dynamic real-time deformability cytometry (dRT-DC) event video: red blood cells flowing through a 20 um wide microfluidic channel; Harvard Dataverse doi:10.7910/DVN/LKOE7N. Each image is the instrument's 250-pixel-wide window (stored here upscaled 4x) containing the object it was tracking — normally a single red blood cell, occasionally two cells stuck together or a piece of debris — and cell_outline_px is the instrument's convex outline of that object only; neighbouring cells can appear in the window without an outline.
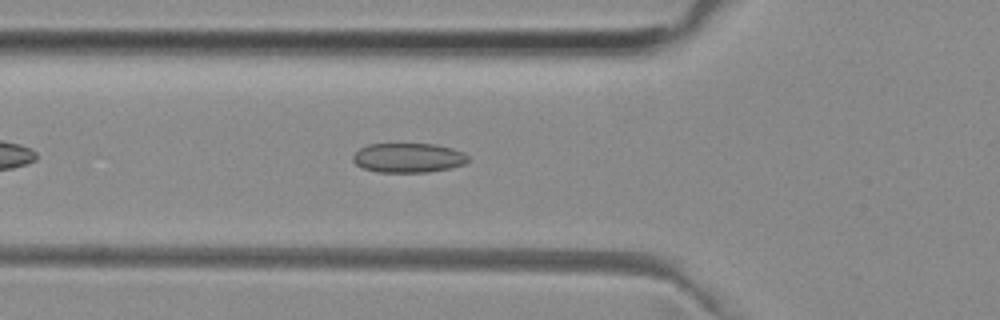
{"species": "common noctule bat (a hibernating species)", "species_latin": "Nyctalus noctula", "temperature_condition": "room temperature", "stored_images_in_passage": 30, "camera_frame_rate_fps": 3000, "um_per_image_px": 0.085, "animal": {"sex": "female", "body_mass_g": 29.2, "forearm_length_mm": 56.3}, "frame": {"image": 1, "passage_image": 4, "time_ms": 1.0, "image_size_px": [1000, 320], "cell_outline_px": [[468, 160], [464, 164], [452, 168], [428, 172], [376, 172], [364, 168], [356, 164], [352, 160], [352, 156], [360, 148], [368, 144], [436, 144], [452, 148], [464, 152], [468, 156]], "centroid_in_image_um": [34.71, 13.41], "position_along_channel_um": 91.1, "area_um2": 19.88}}
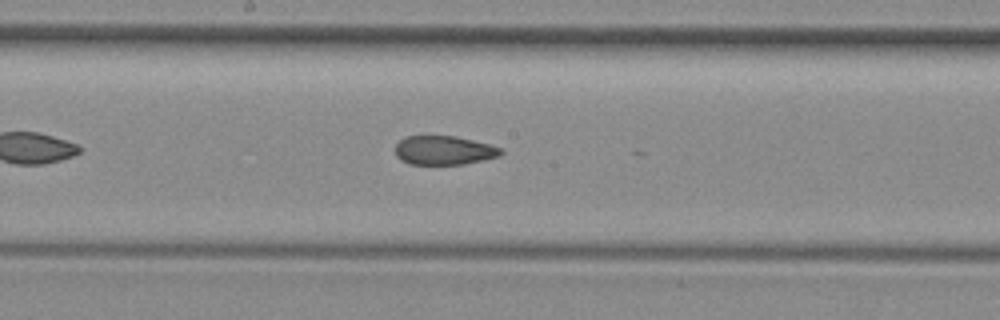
{"frame": {"image": 2, "passage_image": 13, "time_ms": 4.0, "image_size_px": [1000, 320], "cell_outline_px": [[504, 152], [500, 156], [464, 164], [408, 164], [400, 160], [396, 156], [396, 144], [404, 136], [456, 136], [488, 144], [500, 148]], "centroid_in_image_um": [37.71, 12.78], "position_along_channel_um": 210.5, "area_um2": 17.8}}
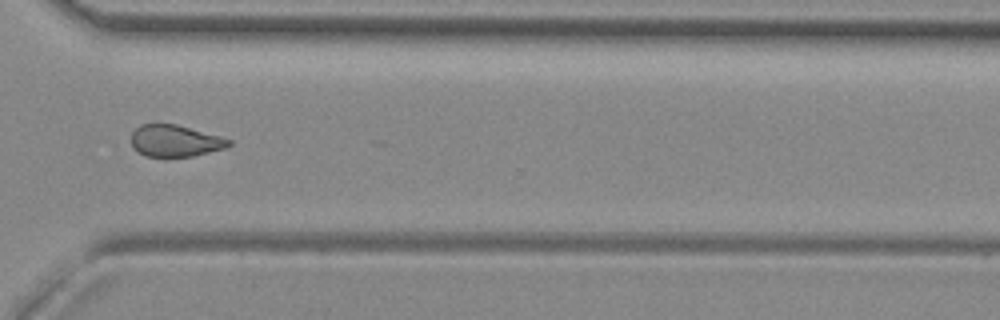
{"frame": {"image": 3, "passage_image": 24, "time_ms": 7.667, "image_size_px": [1000, 320], "cell_outline_px": [[232, 144], [224, 148], [192, 156], [164, 160], [144, 156], [132, 148], [132, 132], [140, 124], [176, 124], [220, 136], [232, 140]], "centroid_in_image_um": [14.84, 12.02], "position_along_channel_um": 355.8, "area_um2": 18.61}, "authors_computed_cell_mechanics": {"area_um2": 18.9006, "velocity_mm_per_s": 3.9671, "shape_relaxation_time_tau1_ms": null, "shape_relaxation_time_tau2_ms": 2.024, "deformation_change_tau1": null, "deformation_change_tau2": 0.0852}}